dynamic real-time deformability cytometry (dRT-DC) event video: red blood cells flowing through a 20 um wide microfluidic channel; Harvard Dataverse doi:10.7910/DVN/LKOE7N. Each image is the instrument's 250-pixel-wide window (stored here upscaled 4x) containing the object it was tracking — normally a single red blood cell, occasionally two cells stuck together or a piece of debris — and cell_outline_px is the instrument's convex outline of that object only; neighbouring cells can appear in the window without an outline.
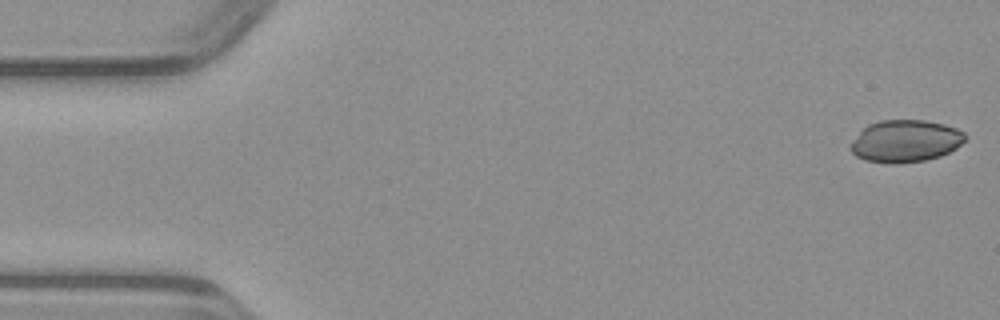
{"species": "common noctule bat (a hibernating species)", "species_latin": "Nyctalus noctula", "temperature_condition": "warm", "stored_images_in_passage": 48, "camera_frame_rate_fps": 3000, "um_per_image_px": 0.085, "animal": {"sex": "male", "body_mass_g": 23.1, "forearm_length_mm": 52.7}, "frame": {"image": 1, "passage_image": 1, "time_ms": 0.0, "image_size_px": [1000, 320], "cell_outline_px": [[968, 136], [956, 148], [940, 156], [924, 160], [896, 164], [892, 164], [864, 160], [856, 156], [848, 148], [852, 140], [868, 124], [880, 120], [924, 120], [944, 124], [956, 128], [964, 132]], "centroid_in_image_um": [76.94, 11.99], "position_along_channel_um": 8.1, "area_um2": 28.26}}
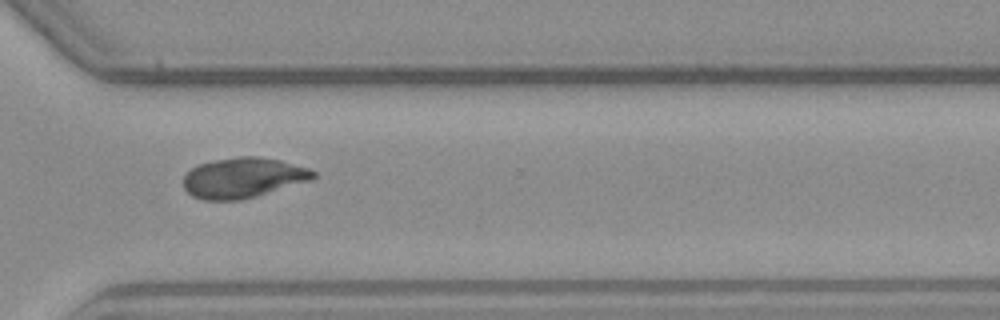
{"frame": {"image": 2, "passage_image": 35, "time_ms": 11.333, "image_size_px": [1000, 320], "cell_outline_px": [[316, 176], [312, 180], [256, 196], [240, 200], [204, 200], [192, 196], [184, 188], [184, 176], [192, 168], [200, 164], [216, 160], [240, 156], [260, 156], [280, 160], [308, 168], [316, 172]], "centroid_in_image_um": [20.68, 15.11], "position_along_channel_um": 349.9, "area_um2": 30.35}}
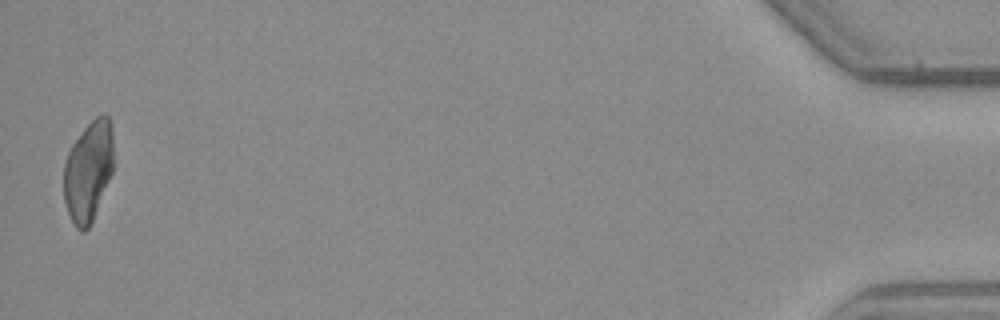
{"frame": {"image": 3, "passage_image": 48, "time_ms": 15.667, "image_size_px": [1000, 320], "cell_outline_px": [[112, 172], [92, 220], [88, 228], [84, 232], [80, 232], [76, 228], [68, 212], [64, 200], [64, 164], [68, 152], [72, 144], [84, 128], [96, 116], [104, 112], [108, 116], [112, 124]], "centroid_in_image_um": [7.5, 14.52], "position_along_channel_um": 427.7, "area_um2": 28.9}}